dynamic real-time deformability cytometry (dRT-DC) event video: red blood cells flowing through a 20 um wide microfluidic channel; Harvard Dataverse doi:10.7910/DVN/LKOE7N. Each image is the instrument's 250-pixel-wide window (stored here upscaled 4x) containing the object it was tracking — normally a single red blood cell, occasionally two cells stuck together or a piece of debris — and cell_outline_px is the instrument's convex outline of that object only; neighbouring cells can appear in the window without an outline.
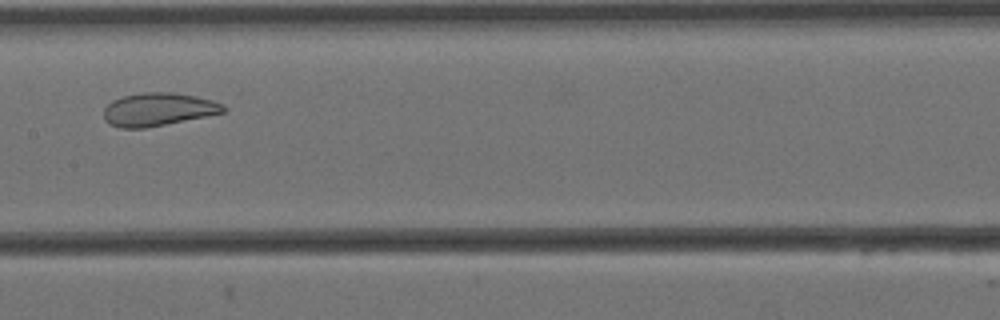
{"species": "Egyptian fruit bat (a non-hibernating species)", "species_latin": "Rousettus aegyptiacus", "temperature_condition": "cold", "stored_images_in_passage": 4, "camera_frame_rate_fps": 3000, "um_per_image_px": 0.085, "animal": {"sex": "female"}, "frame": {"image": 1, "passage_image": 4, "time_ms": 1.0, "image_size_px": [1000, 320], "cell_outline_px": [[228, 108], [224, 112], [144, 128], [120, 128], [108, 124], [104, 120], [104, 108], [112, 100], [124, 96], [144, 92], [176, 92], [196, 96], [212, 100], [224, 104]], "centroid_in_image_um": [13.43, 9.29], "position_along_channel_um": 194.0, "area_um2": 23.0}}